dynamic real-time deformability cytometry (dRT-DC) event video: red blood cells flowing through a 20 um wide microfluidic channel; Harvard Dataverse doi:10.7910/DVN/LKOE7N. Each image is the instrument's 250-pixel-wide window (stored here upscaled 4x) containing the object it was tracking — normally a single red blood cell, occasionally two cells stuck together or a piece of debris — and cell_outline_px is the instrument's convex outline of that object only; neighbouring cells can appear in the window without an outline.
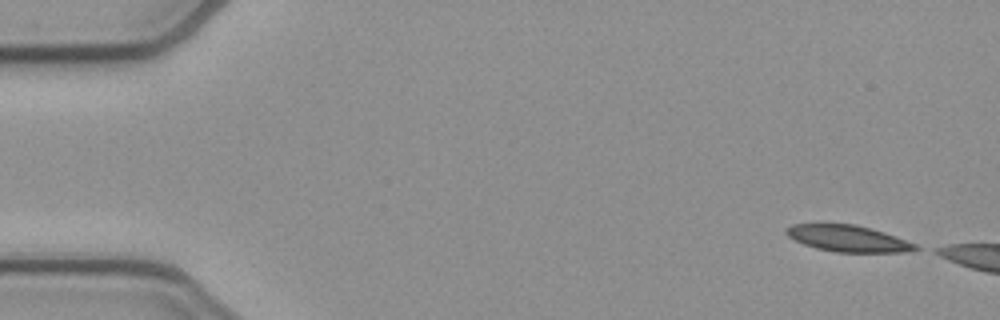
{"species": "common noctule bat (a hibernating species)", "species_latin": "Nyctalus noctula", "temperature_condition": "cold", "stored_images_in_passage": 6, "camera_frame_rate_fps": 3000, "um_per_image_px": 0.085, "animal": {"sex": "female", "body_mass_g": 21.9}, "frame": {"image": 1, "passage_image": 1, "time_ms": 0.0, "image_size_px": [1000, 320], "cell_outline_px": [[924, 248], [908, 252], [836, 252], [816, 248], [804, 244], [788, 236], [784, 232], [784, 228], [792, 224], [856, 224], [872, 228], [896, 236], [916, 244]], "centroid_in_image_um": [72.12, 20.27], "position_along_channel_um": 12.9, "area_um2": 20.06}}